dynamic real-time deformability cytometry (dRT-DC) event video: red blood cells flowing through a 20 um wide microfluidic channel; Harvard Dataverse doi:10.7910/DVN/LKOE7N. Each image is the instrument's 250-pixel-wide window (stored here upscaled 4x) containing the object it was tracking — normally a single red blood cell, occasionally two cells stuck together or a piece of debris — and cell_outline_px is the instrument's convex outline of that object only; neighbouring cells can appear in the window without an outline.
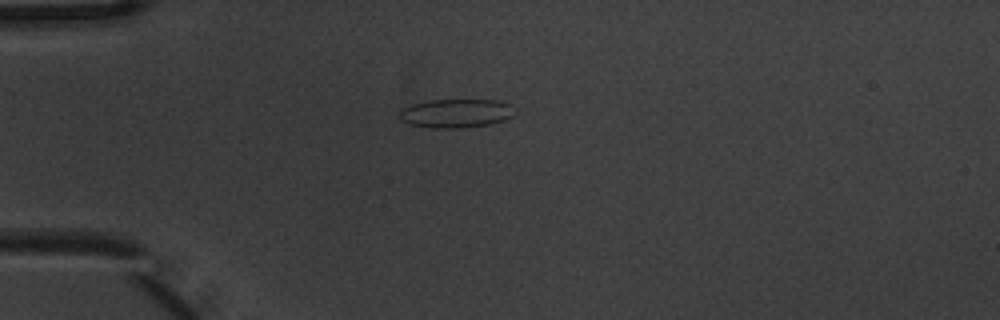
{"species": "common noctule bat (a hibernating species)", "species_latin": "Nyctalus noctula", "temperature_condition": "warm", "stored_images_in_passage": 5, "camera_frame_rate_fps": 3000, "um_per_image_px": 0.085, "animal": {"sex": "male", "body_mass_g": 20.1, "forearm_length_mm": 53.5}, "frame": {"image": 1, "passage_image": 1, "time_ms": 0.0, "image_size_px": [1000, 320], "cell_outline_px": [[516, 112], [512, 116], [504, 120], [488, 124], [460, 128], [432, 128], [408, 124], [400, 120], [400, 108], [412, 104], [428, 100], [496, 100], [512, 104], [516, 108]], "centroid_in_image_um": [38.77, 9.62], "position_along_channel_um": 46.2, "area_um2": 19.54}}
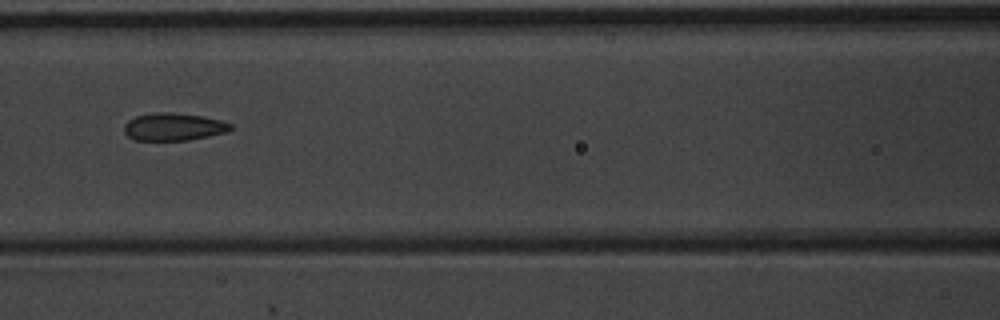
{"frame": {"image": 2, "passage_image": 4, "time_ms": 1.0, "image_size_px": [1000, 320], "cell_outline_px": [[232, 128], [228, 132], [188, 140], [136, 140], [128, 136], [124, 132], [124, 124], [128, 120], [136, 116], [156, 112], [168, 112], [200, 116], [220, 120], [232, 124]], "centroid_in_image_um": [14.74, 10.78], "position_along_channel_um": 151.9, "area_um2": 16.99}}
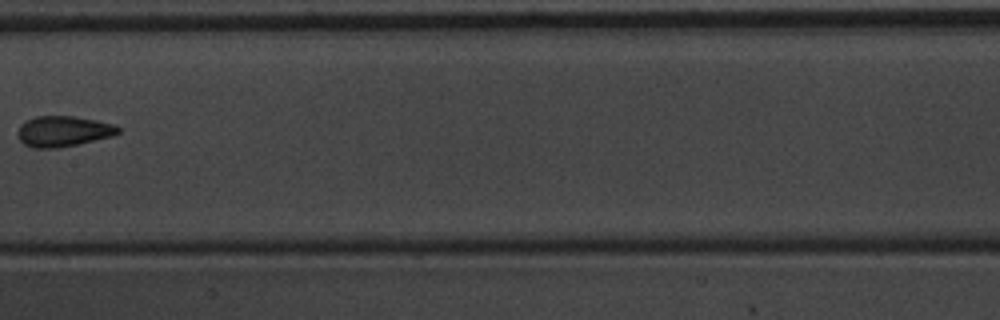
{"frame": {"image": 3, "passage_image": 5, "time_ms": 1.333, "image_size_px": [1000, 320], "cell_outline_px": [[120, 132], [112, 136], [76, 144], [56, 148], [32, 148], [24, 144], [16, 136], [16, 132], [20, 124], [36, 116], [76, 116], [116, 124], [120, 128]], "centroid_in_image_um": [5.36, 11.15], "position_along_channel_um": 202.0, "area_um2": 18.03}}